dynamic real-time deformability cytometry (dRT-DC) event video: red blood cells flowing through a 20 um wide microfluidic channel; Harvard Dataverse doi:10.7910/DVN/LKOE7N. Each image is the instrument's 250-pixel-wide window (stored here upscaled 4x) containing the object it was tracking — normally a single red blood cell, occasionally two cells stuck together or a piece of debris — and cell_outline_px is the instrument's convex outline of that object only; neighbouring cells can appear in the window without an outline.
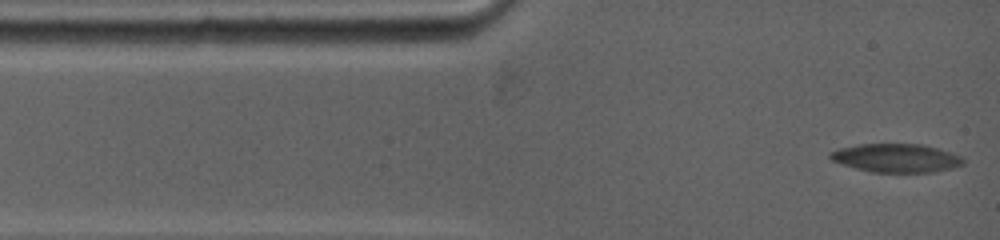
{"species": "common noctule bat (a hibernating species)", "species_latin": "Nyctalus noctula", "temperature_condition": "warm", "stored_images_in_passage": 9, "camera_frame_rate_fps": 5000, "um_per_image_px": 0.085, "animal": {"sex": "female", "body_mass_g": 19.0, "forearm_length_mm": 53.3}, "frame": {"image": 1, "passage_image": 1, "time_ms": 0.0, "image_size_px": [1000, 240], "cell_outline_px": [[964, 164], [952, 168], [932, 172], [876, 172], [844, 164], [832, 160], [828, 156], [828, 152], [836, 148], [860, 144], [924, 144], [940, 148], [964, 156]], "centroid_in_image_um": [76.24, 13.41], "position_along_channel_um": 8.8, "area_um2": 22.2}}
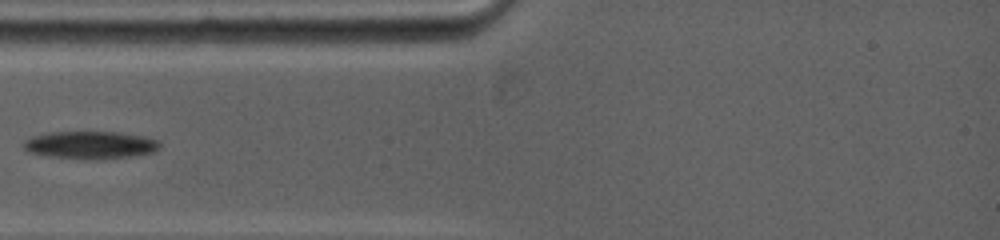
{"frame": {"image": 2, "passage_image": 6, "time_ms": 3.2, "image_size_px": [1000, 240], "cell_outline_px": [[160, 144], [152, 152], [104, 160], [96, 160], [48, 156], [28, 152], [24, 148], [24, 140], [32, 136], [52, 132], [116, 132], [144, 136], [156, 140]], "centroid_in_image_um": [7.63, 12.33], "position_along_channel_um": 77.4, "area_um2": 21.73}}
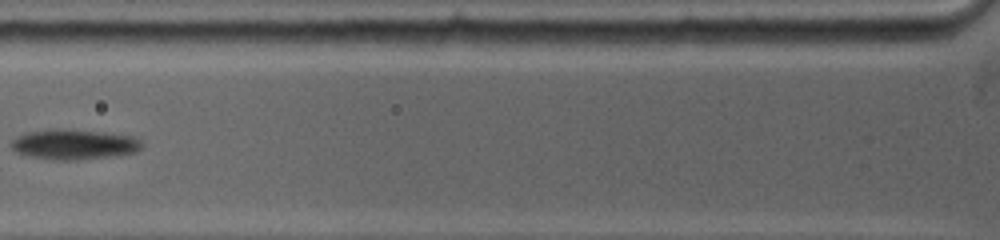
{"frame": {"image": 3, "passage_image": 8, "time_ms": 4.4, "image_size_px": [1000, 240], "cell_outline_px": [[140, 148], [136, 152], [116, 156], [76, 160], [56, 160], [28, 156], [16, 152], [12, 148], [12, 140], [16, 136], [32, 132], [96, 132], [132, 136], [140, 140]], "centroid_in_image_um": [6.32, 12.34], "position_along_channel_um": 119.5, "area_um2": 21.68}}